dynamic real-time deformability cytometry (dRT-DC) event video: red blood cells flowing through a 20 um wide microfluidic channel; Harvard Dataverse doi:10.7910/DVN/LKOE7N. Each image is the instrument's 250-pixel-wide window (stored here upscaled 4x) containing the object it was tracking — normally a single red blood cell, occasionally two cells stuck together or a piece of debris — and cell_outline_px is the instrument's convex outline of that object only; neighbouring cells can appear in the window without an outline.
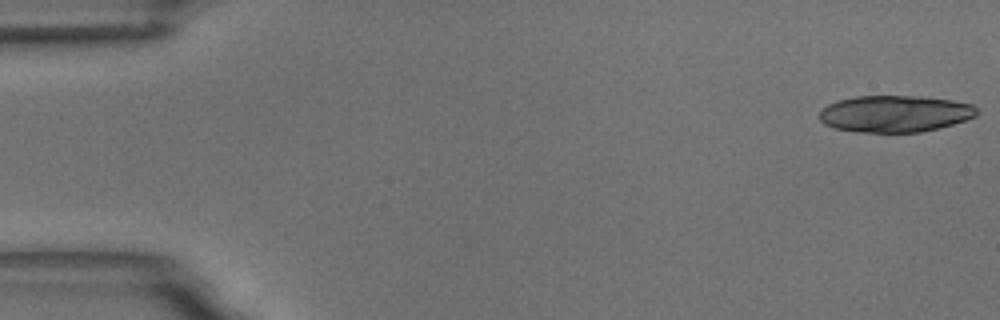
{"species": "common noctule bat (a hibernating species)", "species_latin": "Nyctalus noctula", "temperature_condition": "room temperature", "stored_images_in_passage": 19, "camera_frame_rate_fps": 3000, "um_per_image_px": 0.085, "animal": {"sex": "male", "body_mass_g": 18.8}, "frame": {"image": 1, "passage_image": 1, "time_ms": 0.0, "image_size_px": [1000, 320], "cell_outline_px": [[980, 112], [976, 116], [952, 124], [920, 132], [856, 132], [836, 128], [824, 124], [820, 120], [820, 112], [828, 104], [840, 100], [856, 96], [920, 96], [952, 100], [972, 104], [980, 108]], "centroid_in_image_um": [76.1, 9.66], "position_along_channel_um": 8.9, "area_um2": 33.64}}